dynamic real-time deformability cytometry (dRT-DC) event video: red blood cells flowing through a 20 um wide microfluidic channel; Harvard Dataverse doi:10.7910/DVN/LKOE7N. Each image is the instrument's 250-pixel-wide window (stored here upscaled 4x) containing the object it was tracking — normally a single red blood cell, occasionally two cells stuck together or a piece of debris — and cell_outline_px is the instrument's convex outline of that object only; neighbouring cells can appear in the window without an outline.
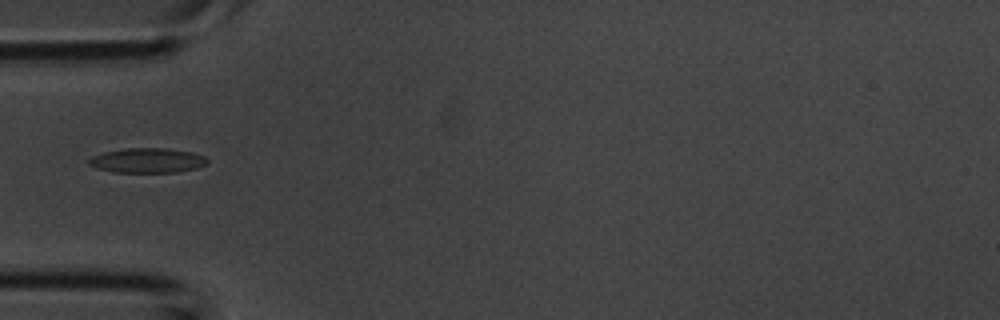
{"species": "common noctule bat (a hibernating species)", "species_latin": "Nyctalus noctula", "temperature_condition": "room temperature", "stored_images_in_passage": 23, "camera_frame_rate_fps": 3000, "um_per_image_px": 0.085, "animal": {"sex": "male", "body_mass_g": 20.1, "forearm_length_mm": 53.5}, "frame": {"image": 1, "passage_image": 1, "time_ms": 0.0, "image_size_px": [1000, 320], "cell_outline_px": [[208, 164], [196, 168], [176, 172], [116, 172], [100, 168], [88, 164], [88, 160], [92, 156], [104, 152], [128, 148], [164, 148], [192, 152], [204, 156], [208, 160]], "centroid_in_image_um": [12.56, 13.63], "position_along_channel_um": 72.4, "area_um2": 16.88}}
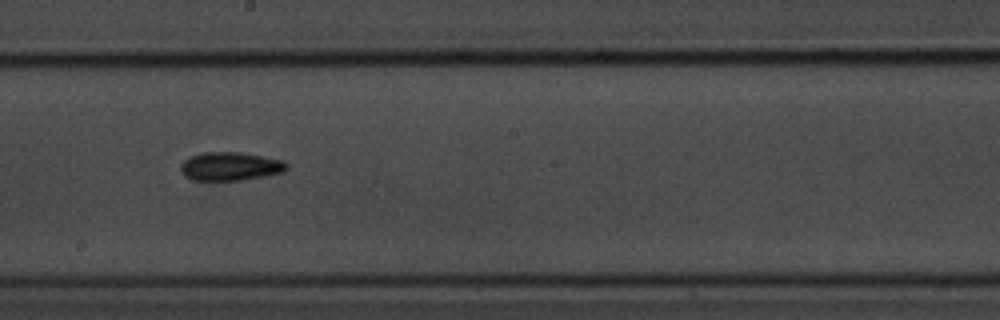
{"frame": {"image": 2, "passage_image": 10, "time_ms": 3.0, "image_size_px": [1000, 320], "cell_outline_px": [[288, 168], [284, 172], [264, 176], [240, 180], [192, 180], [184, 176], [180, 172], [180, 164], [184, 160], [192, 156], [204, 152], [240, 152], [284, 160], [288, 164]], "centroid_in_image_um": [19.57, 14.14], "position_along_channel_um": 228.6, "area_um2": 17.69}}
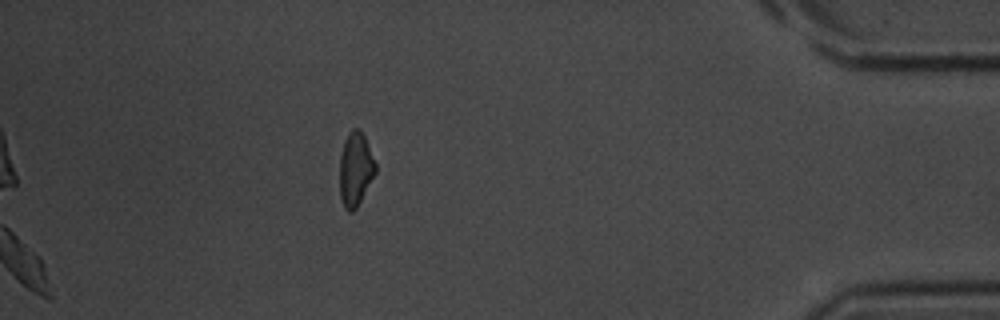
{"frame": {"image": 3, "passage_image": 23, "time_ms": 7.333, "image_size_px": [1000, 320], "cell_outline_px": [[376, 172], [356, 208], [352, 212], [348, 212], [344, 208], [340, 200], [340, 156], [344, 140], [348, 132], [352, 128], [360, 128], [364, 136], [376, 164]], "centroid_in_image_um": [30.2, 14.37], "position_along_channel_um": 405.0, "area_um2": 15.43}}